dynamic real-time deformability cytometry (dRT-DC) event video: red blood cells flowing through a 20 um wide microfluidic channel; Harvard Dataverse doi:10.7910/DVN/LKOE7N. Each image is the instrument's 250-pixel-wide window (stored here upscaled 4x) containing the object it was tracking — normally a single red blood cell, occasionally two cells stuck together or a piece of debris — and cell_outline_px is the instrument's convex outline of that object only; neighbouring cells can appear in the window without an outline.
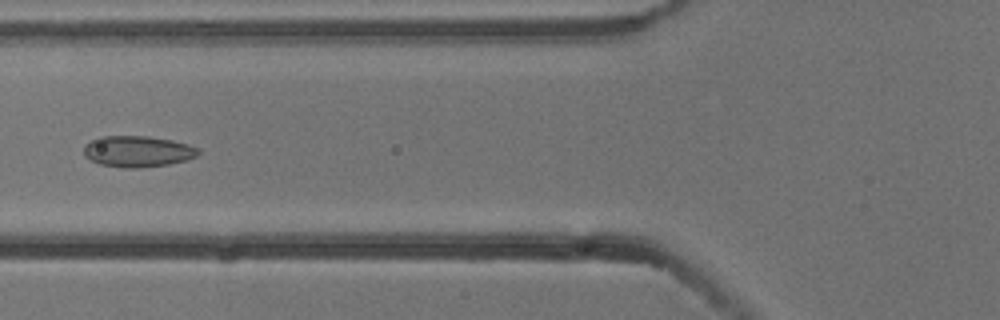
{"species": "common noctule bat (a hibernating species)", "species_latin": "Nyctalus noctula", "temperature_condition": "cold", "stored_images_in_passage": 6, "camera_frame_rate_fps": 3000, "um_per_image_px": 0.085, "animal": {"sex": "male", "body_mass_g": 13.3}, "frame": {"image": 1, "passage_image": 6, "time_ms": 1.667, "image_size_px": [1000, 320], "cell_outline_px": [[200, 152], [196, 156], [188, 160], [168, 164], [140, 168], [128, 168], [100, 164], [84, 156], [84, 144], [100, 136], [148, 136], [172, 140], [188, 144], [200, 148]], "centroid_in_image_um": [11.72, 12.86], "position_along_channel_um": 114.1, "area_um2": 20.87}}